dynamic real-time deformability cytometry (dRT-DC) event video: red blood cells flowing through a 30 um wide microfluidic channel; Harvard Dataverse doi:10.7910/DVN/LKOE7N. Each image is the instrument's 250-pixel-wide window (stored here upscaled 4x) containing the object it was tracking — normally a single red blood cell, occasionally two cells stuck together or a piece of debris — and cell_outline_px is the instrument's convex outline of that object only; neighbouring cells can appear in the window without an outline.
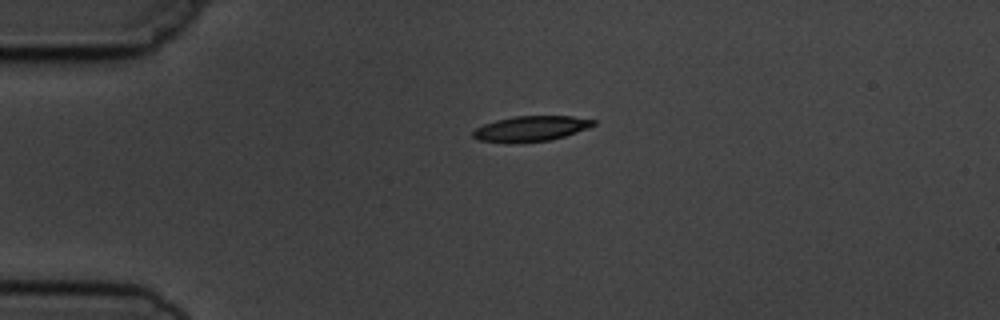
{"species": "common noctule bat (a hibernating species)", "species_latin": "Nyctalus noctula", "temperature_condition": "cold", "stored_images_in_passage": 3, "camera_frame_rate_fps": 3000, "um_per_image_px": 0.085, "animal": {"sex": "male", "body_mass_g": 19.5, "forearm_length_mm": 54.6}, "frame": {"image": 1, "passage_image": 1, "time_ms": 0.0, "image_size_px": [1000, 320], "cell_outline_px": [[596, 124], [588, 128], [552, 140], [508, 144], [480, 140], [472, 136], [472, 132], [476, 128], [484, 124], [496, 120], [516, 116], [572, 116], [596, 120]], "centroid_in_image_um": [45.11, 10.94], "position_along_channel_um": 39.9, "area_um2": 17.92}}
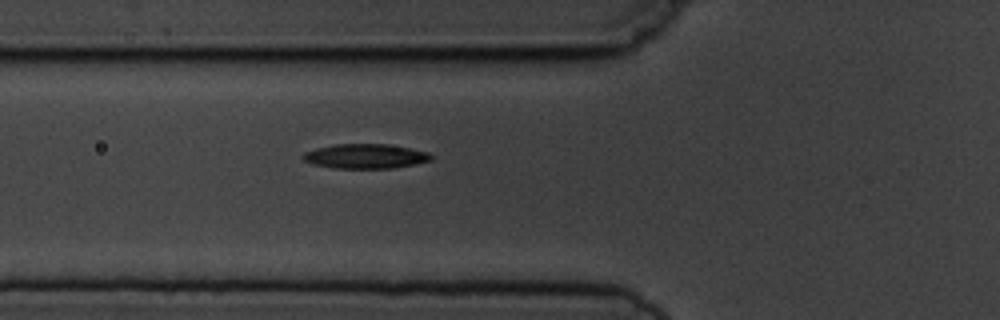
{"frame": {"image": 2, "passage_image": 3, "time_ms": 2.333, "image_size_px": [1000, 320], "cell_outline_px": [[432, 160], [416, 164], [392, 168], [336, 168], [312, 164], [304, 160], [300, 156], [304, 152], [316, 148], [336, 144], [388, 144], [428, 152], [432, 156]], "centroid_in_image_um": [31.04, 13.28], "position_along_channel_um": 94.8, "area_um2": 18.32}}